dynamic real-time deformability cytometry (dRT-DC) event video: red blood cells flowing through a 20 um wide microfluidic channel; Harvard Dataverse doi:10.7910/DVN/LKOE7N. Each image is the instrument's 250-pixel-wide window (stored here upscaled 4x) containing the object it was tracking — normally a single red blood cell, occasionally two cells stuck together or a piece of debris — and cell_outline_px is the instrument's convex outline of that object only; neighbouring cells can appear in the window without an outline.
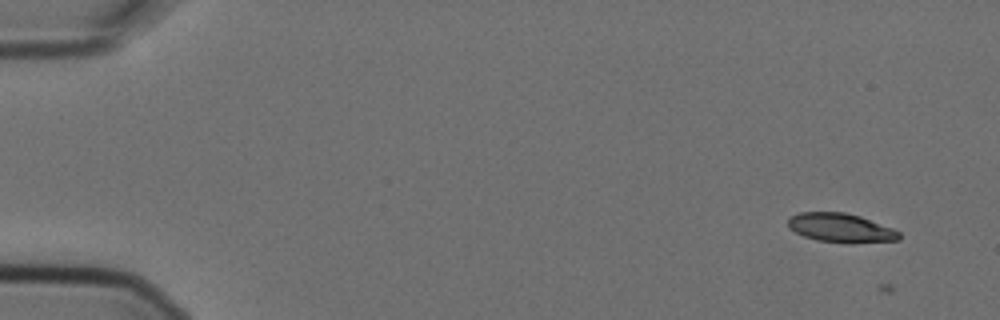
{"species": "Egyptian fruit bat (a non-hibernating species)", "species_latin": "Rousettus aegyptiacus", "temperature_condition": "cold", "stored_images_in_passage": 4, "camera_frame_rate_fps": 3000, "um_per_image_px": 0.085, "animal": {"sex": "female"}, "frame": {"image": 1, "passage_image": 1, "time_ms": 0.0, "image_size_px": [1000, 320], "cell_outline_px": [[900, 240], [848, 244], [816, 240], [804, 236], [788, 228], [788, 216], [800, 212], [844, 212], [860, 216], [892, 228], [900, 232]], "centroid_in_image_um": [71.45, 19.38], "position_along_channel_um": 13.5, "area_um2": 19.02}}